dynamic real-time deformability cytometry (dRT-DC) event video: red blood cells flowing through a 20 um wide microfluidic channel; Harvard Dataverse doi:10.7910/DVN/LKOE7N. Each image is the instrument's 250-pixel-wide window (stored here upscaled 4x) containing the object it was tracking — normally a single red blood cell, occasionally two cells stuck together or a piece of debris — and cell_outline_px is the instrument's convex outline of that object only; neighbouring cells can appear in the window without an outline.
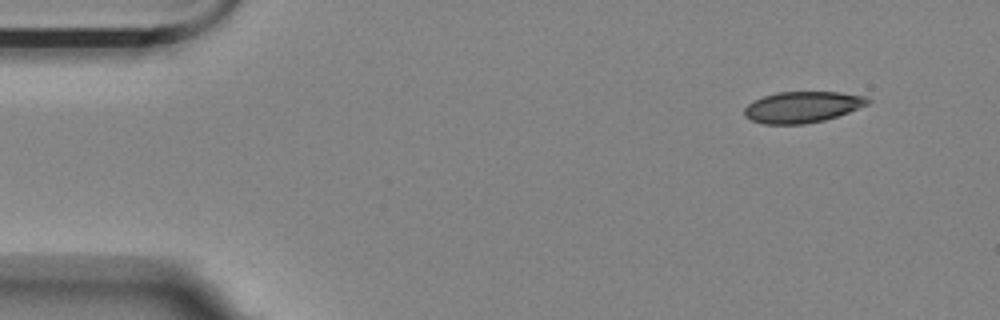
{"species": "Egyptian fruit bat (a non-hibernating species)", "species_latin": "Rousettus aegyptiacus", "temperature_condition": "room temperature", "stored_images_in_passage": 3, "camera_frame_rate_fps": 3000, "um_per_image_px": 0.085, "animal": {"sex": "female"}, "frame": {"image": 1, "passage_image": 1, "time_ms": 0.0, "image_size_px": [1000, 320], "cell_outline_px": [[872, 100], [868, 104], [848, 112], [824, 120], [804, 124], [764, 124], [752, 120], [744, 116], [744, 108], [752, 100], [776, 92], [840, 92], [864, 96]], "centroid_in_image_um": [68.17, 9.09], "position_along_channel_um": 16.8, "area_um2": 22.37}}